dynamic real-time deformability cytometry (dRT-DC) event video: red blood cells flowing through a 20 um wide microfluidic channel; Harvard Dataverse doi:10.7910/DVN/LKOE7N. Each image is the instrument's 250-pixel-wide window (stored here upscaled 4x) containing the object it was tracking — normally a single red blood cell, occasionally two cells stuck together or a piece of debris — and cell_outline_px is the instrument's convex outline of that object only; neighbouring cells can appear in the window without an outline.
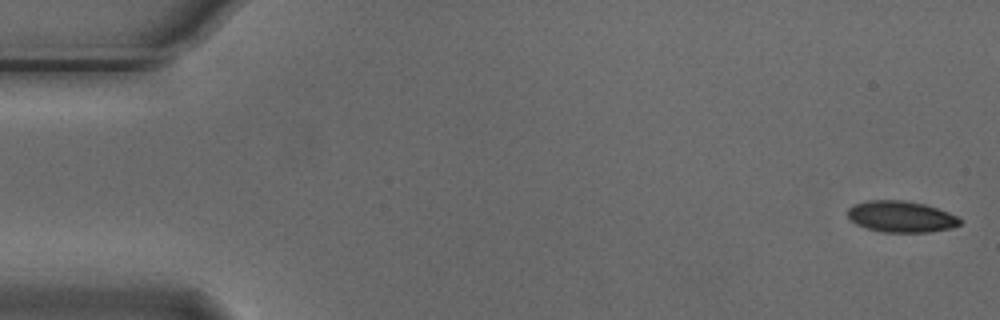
{"species": "Egyptian fruit bat (a non-hibernating species)", "species_latin": "Rousettus aegyptiacus", "temperature_condition": "cold", "stored_images_in_passage": 6, "camera_frame_rate_fps": 3000, "um_per_image_px": 0.085, "animal": {"sex": "male"}, "frame": {"image": 1, "passage_image": 1, "time_ms": 0.0, "image_size_px": [1000, 320], "cell_outline_px": [[960, 224], [952, 228], [928, 232], [884, 232], [868, 228], [856, 224], [848, 216], [848, 208], [852, 204], [868, 200], [904, 200], [924, 204], [948, 212], [956, 216], [960, 220]], "centroid_in_image_um": [76.57, 18.4], "position_along_channel_um": 8.4, "area_um2": 20.35}}
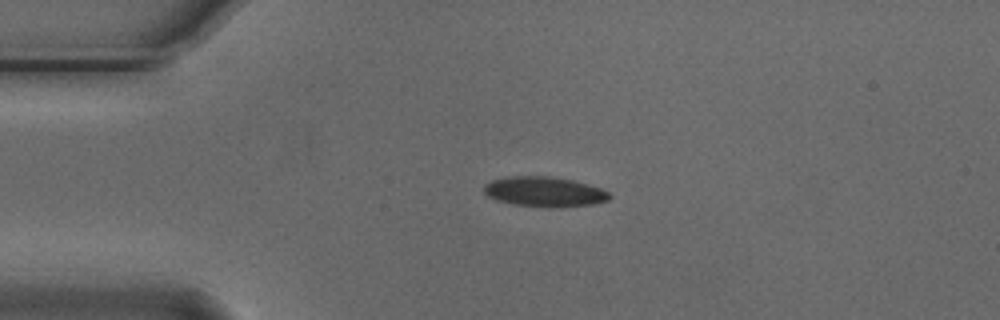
{"frame": {"image": 2, "passage_image": 4, "time_ms": 1.0, "image_size_px": [1000, 320], "cell_outline_px": [[612, 196], [608, 200], [592, 204], [548, 208], [512, 204], [496, 200], [488, 196], [484, 192], [484, 184], [492, 180], [508, 176], [548, 176], [572, 180], [588, 184], [600, 188], [608, 192]], "centroid_in_image_um": [46.25, 16.3], "position_along_channel_um": 38.8, "area_um2": 21.96}}
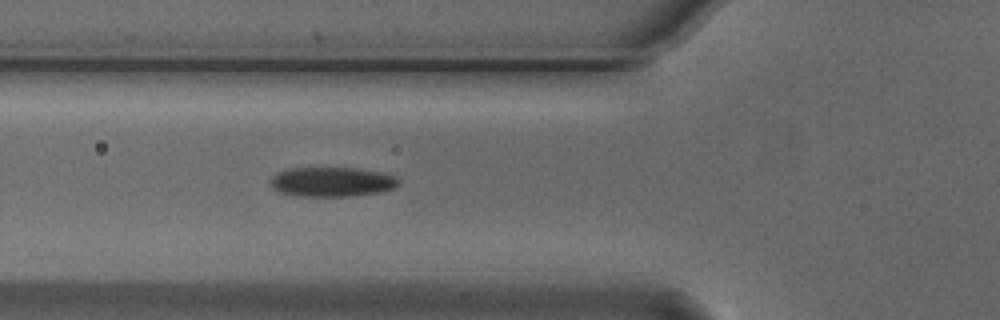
{"frame": {"image": 3, "passage_image": 6, "time_ms": 1.667, "image_size_px": [1000, 320], "cell_outline_px": [[400, 184], [396, 188], [380, 192], [348, 196], [296, 196], [280, 192], [272, 188], [272, 176], [276, 172], [288, 168], [356, 168], [380, 172], [396, 176], [400, 180]], "centroid_in_image_um": [28.24, 15.45], "position_along_channel_um": 97.6, "area_um2": 22.2}}